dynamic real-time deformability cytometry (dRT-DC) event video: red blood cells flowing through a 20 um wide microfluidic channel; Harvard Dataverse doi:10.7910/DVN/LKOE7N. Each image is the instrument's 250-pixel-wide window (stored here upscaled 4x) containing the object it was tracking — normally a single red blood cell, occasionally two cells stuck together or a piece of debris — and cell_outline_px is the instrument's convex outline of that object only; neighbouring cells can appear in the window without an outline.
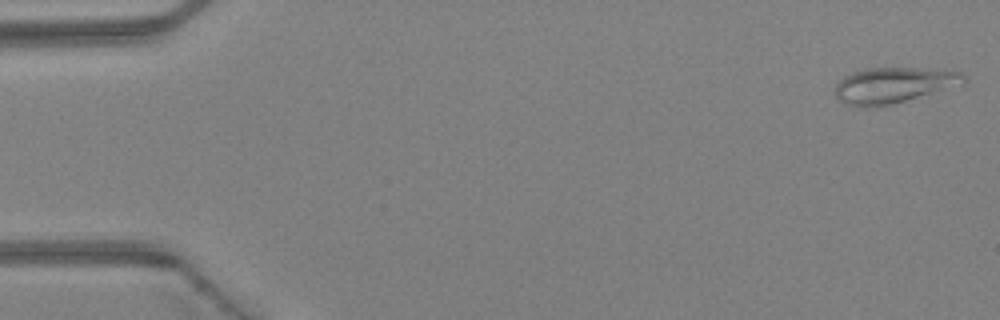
{"species": "Egyptian fruit bat (a non-hibernating species)", "species_latin": "Rousettus aegyptiacus", "temperature_condition": "warm", "stored_images_in_passage": 45, "camera_frame_rate_fps": 3000, "um_per_image_px": 0.085, "animal": {"sex": "female"}, "frame": {"image": 1, "passage_image": 1, "time_ms": 0.0, "image_size_px": [1000, 320], "cell_outline_px": [[968, 80], [964, 84], [904, 100], [888, 104], [864, 108], [844, 104], [836, 96], [836, 84], [844, 76], [868, 68], [920, 68], [960, 72]], "centroid_in_image_um": [75.94, 7.24], "position_along_channel_um": 9.1, "area_um2": 26.24}}
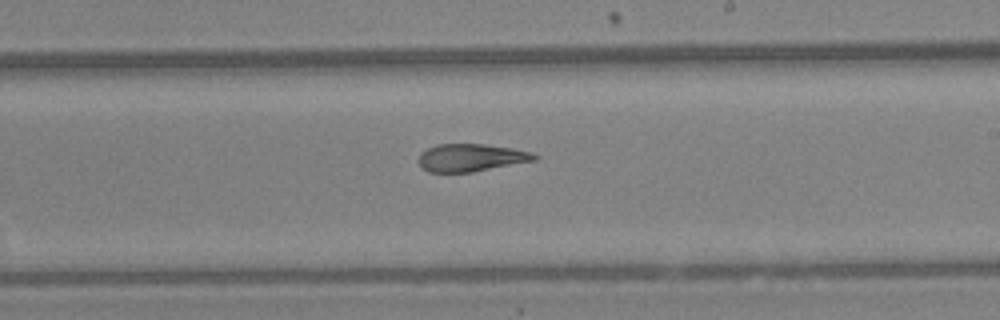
{"frame": {"image": 2, "passage_image": 27, "time_ms": 8.667, "image_size_px": [1000, 320], "cell_outline_px": [[540, 156], [536, 160], [472, 172], [428, 172], [420, 168], [420, 152], [436, 144], [484, 144], [512, 148], [532, 152]], "centroid_in_image_um": [40.04, 13.4], "position_along_channel_um": 249.0, "area_um2": 18.67}}
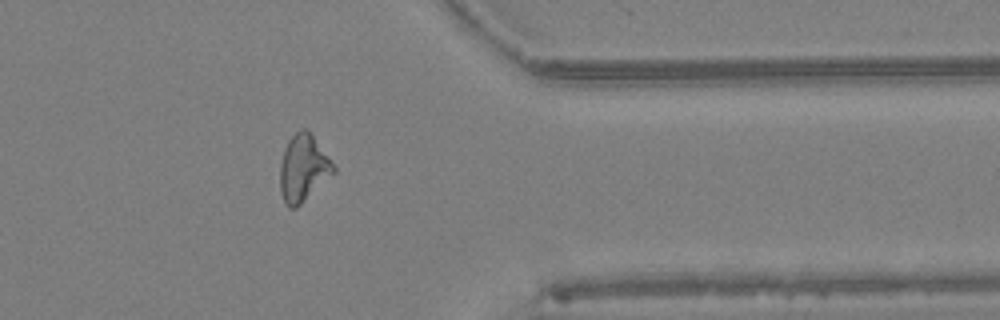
{"frame": {"image": 3, "passage_image": 37, "time_ms": 12.0, "image_size_px": [1000, 320], "cell_outline_px": [[336, 172], [296, 208], [288, 208], [280, 192], [280, 164], [284, 148], [288, 140], [300, 128], [304, 128], [312, 136], [336, 168]], "centroid_in_image_um": [25.75, 14.32], "position_along_channel_um": 385.6, "area_um2": 20.52}, "authors_computed_cell_mechanics": {"area_um2": 20.519, "velocity_mm_per_s": 4.4574, "shape_relaxation_time_tau1_ms": null, "shape_relaxation_time_tau2_ms": 3.0591, "deformation_change_tau1": null, "deformation_change_tau2": 0.11}}